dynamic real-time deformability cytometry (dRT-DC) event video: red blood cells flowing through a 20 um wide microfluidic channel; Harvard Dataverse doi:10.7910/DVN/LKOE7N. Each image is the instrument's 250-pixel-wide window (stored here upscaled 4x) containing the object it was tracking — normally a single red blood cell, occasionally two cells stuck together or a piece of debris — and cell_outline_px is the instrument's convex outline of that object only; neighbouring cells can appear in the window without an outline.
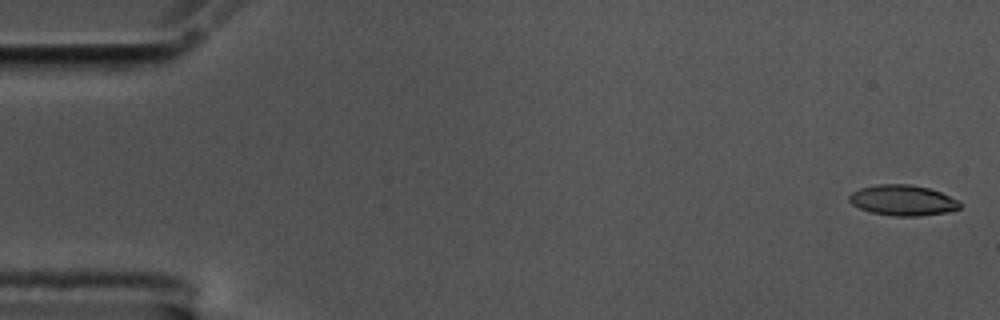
{"species": "common noctule bat (a hibernating species)", "species_latin": "Nyctalus noctula", "temperature_condition": "cold", "stored_images_in_passage": 57, "camera_frame_rate_fps": 3000, "um_per_image_px": 0.085, "animal": {"sex": "male", "body_mass_g": 17.5, "forearm_length_mm": 52.3}, "frame": {"image": 1, "passage_image": 2, "time_ms": 0.333, "image_size_px": [1000, 320], "cell_outline_px": [[960, 208], [948, 212], [920, 216], [892, 216], [872, 212], [860, 208], [852, 204], [848, 200], [848, 196], [852, 192], [860, 188], [876, 184], [908, 184], [928, 188], [940, 192], [960, 200]], "centroid_in_image_um": [76.73, 17.02], "position_along_channel_um": 8.3, "area_um2": 19.77}}
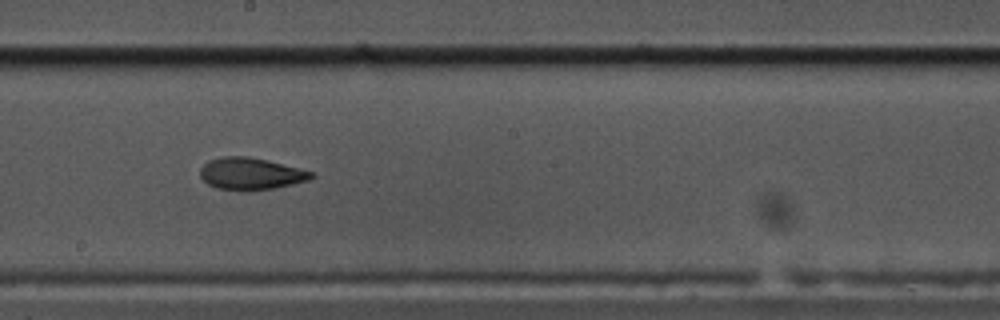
{"frame": {"image": 2, "passage_image": 32, "time_ms": 10.333, "image_size_px": [1000, 320], "cell_outline_px": [[316, 176], [308, 180], [276, 188], [252, 192], [244, 192], [216, 188], [208, 184], [200, 176], [200, 168], [208, 160], [224, 156], [248, 156], [268, 160], [300, 168], [312, 172]], "centroid_in_image_um": [21.31, 14.78], "position_along_channel_um": 226.9, "area_um2": 21.15}}
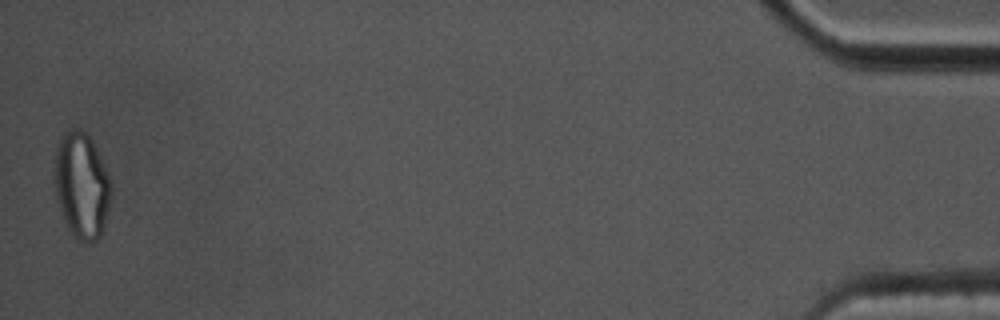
{"frame": {"image": 3, "passage_image": 57, "time_ms": 18.667, "image_size_px": [1000, 320], "cell_outline_px": [[112, 188], [108, 212], [104, 228], [100, 236], [92, 244], [80, 240], [72, 236], [64, 224], [56, 196], [56, 148], [64, 132], [72, 128], [80, 128], [92, 140], [100, 156], [112, 184]], "centroid_in_image_um": [6.96, 15.81], "position_along_channel_um": 428.2, "area_um2": 34.97}, "authors_computed_cell_mechanics": {"area_um2": 20.808, "velocity_mm_per_s": 3.5363, "shape_relaxation_time_tau1_ms": null, "shape_relaxation_time_tau2_ms": 4.0267, "deformation_change_tau1": null, "deformation_change_tau2": 0.1072}}